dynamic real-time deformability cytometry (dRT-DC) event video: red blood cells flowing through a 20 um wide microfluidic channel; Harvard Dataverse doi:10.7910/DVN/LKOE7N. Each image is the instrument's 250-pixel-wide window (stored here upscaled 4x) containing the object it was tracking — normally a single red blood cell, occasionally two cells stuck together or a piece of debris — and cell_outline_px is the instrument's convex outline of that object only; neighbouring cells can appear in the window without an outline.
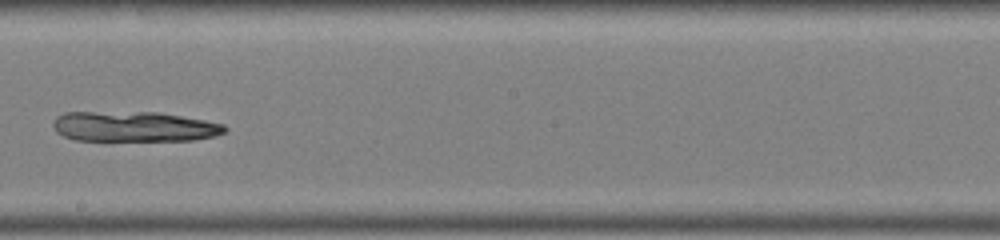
{"species": "common noctule bat (a hibernating species)", "species_latin": "Nyctalus noctula", "temperature_condition": "warm", "stored_images_in_passage": 38, "camera_frame_rate_fps": 3000, "um_per_image_px": 0.085, "animal": {"sex": "male", "body_mass_g": 19.0, "forearm_length_mm": 50.8}, "frame": {"image": 1, "passage_image": 22, "time_ms": 7.0, "image_size_px": [1000, 240], "cell_outline_px": [[228, 128], [224, 132], [216, 136], [192, 140], [76, 140], [64, 136], [56, 132], [52, 124], [52, 120], [56, 116], [64, 112], [160, 112], [204, 120], [224, 124]], "centroid_in_image_um": [11.38, 10.75], "position_along_channel_um": 236.8, "area_um2": 30.35}}
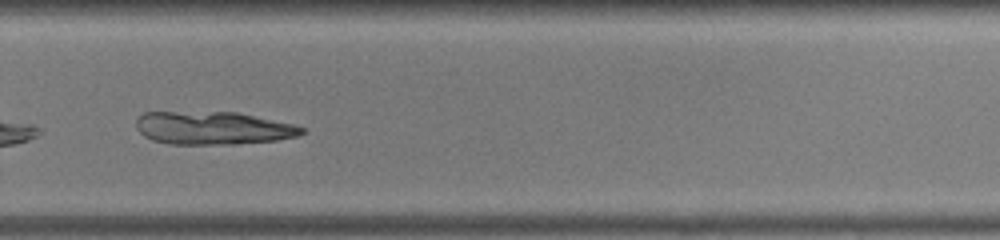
{"frame": {"image": 2, "passage_image": 27, "time_ms": 8.667, "image_size_px": [1000, 240], "cell_outline_px": [[308, 128], [304, 132], [296, 136], [276, 140], [236, 144], [168, 144], [152, 140], [144, 136], [136, 128], [136, 120], [144, 112], [236, 112], [292, 124]], "centroid_in_image_um": [18.09, 10.89], "position_along_channel_um": 311.7, "area_um2": 31.79}}